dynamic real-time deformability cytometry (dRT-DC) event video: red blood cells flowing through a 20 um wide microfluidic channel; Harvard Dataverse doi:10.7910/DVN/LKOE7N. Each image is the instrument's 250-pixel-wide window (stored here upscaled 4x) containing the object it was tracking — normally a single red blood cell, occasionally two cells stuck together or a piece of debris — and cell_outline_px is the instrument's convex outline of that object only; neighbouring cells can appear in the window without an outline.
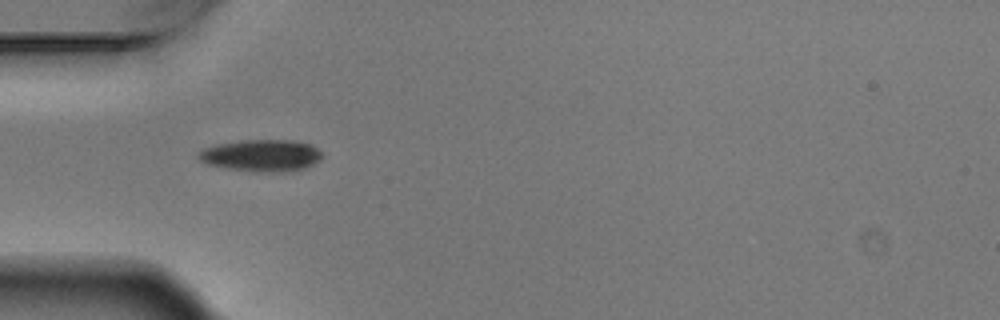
{"species": "Egyptian fruit bat (a non-hibernating species)", "species_latin": "Rousettus aegyptiacus", "temperature_condition": "warm", "stored_images_in_passage": 4, "camera_frame_rate_fps": 3000, "um_per_image_px": 0.085, "animal": {"sex": "male"}, "frame": {"image": 1, "passage_image": 1, "time_ms": 0.0, "image_size_px": [1000, 320], "cell_outline_px": [[324, 156], [320, 160], [304, 168], [228, 168], [208, 164], [200, 160], [196, 156], [196, 152], [204, 148], [216, 144], [244, 140], [292, 140], [312, 144]], "centroid_in_image_um": [22.17, 13.13], "position_along_channel_um": 62.8, "area_um2": 21.56}}
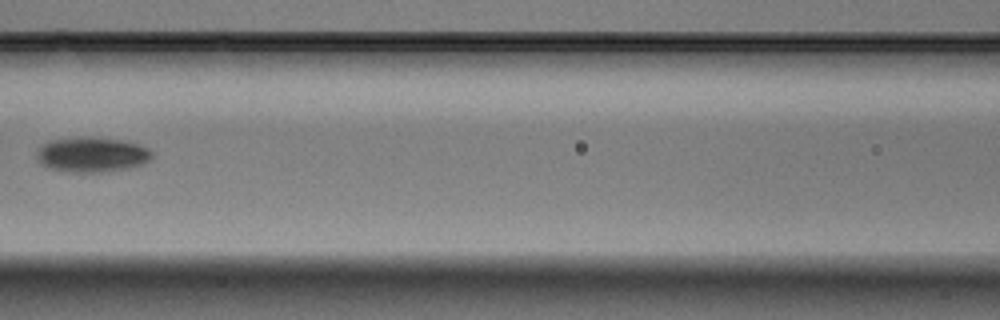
{"frame": {"image": 2, "passage_image": 3, "time_ms": 0.667, "image_size_px": [1000, 320], "cell_outline_px": [[152, 156], [148, 160], [140, 164], [128, 168], [100, 172], [72, 172], [48, 168], [40, 164], [36, 160], [36, 152], [44, 144], [52, 140], [120, 140], [136, 144], [148, 148], [152, 152]], "centroid_in_image_um": [7.78, 13.2], "position_along_channel_um": 158.8, "area_um2": 22.31}}
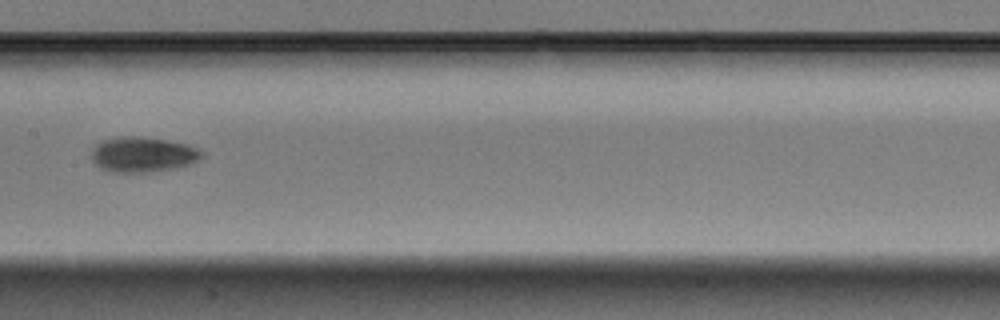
{"frame": {"image": 3, "passage_image": 4, "time_ms": 1.0, "image_size_px": [1000, 320], "cell_outline_px": [[204, 156], [188, 164], [172, 168], [148, 172], [112, 172], [100, 168], [92, 160], [92, 152], [96, 144], [104, 140], [120, 136], [136, 136], [164, 140], [188, 144], [196, 148]], "centroid_in_image_um": [12.09, 13.13], "position_along_channel_um": 195.3, "area_um2": 22.2}}